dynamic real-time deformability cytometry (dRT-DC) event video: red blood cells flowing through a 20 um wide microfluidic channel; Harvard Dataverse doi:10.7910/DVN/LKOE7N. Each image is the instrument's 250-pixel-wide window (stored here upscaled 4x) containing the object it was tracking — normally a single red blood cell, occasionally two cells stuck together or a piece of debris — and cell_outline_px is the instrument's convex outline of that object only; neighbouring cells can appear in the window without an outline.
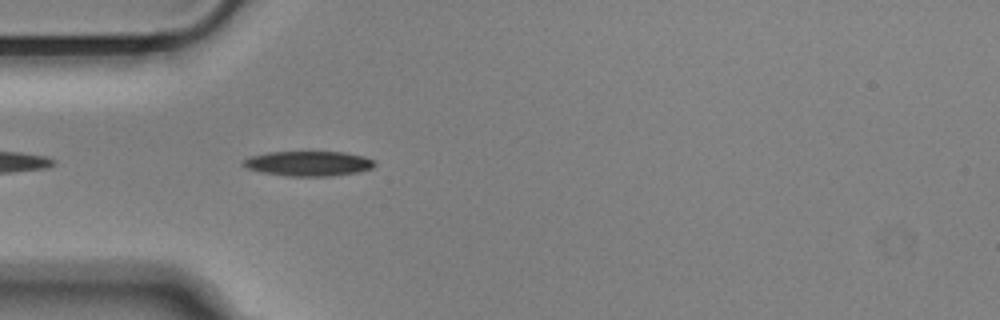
{"species": "Egyptian fruit bat (a non-hibernating species)", "species_latin": "Rousettus aegyptiacus", "temperature_condition": "cold", "stored_images_in_passage": 13, "camera_frame_rate_fps": 3000, "um_per_image_px": 0.085, "animal": {"sex": "male"}, "frame": {"image": 1, "passage_image": 3, "time_ms": 0.667, "image_size_px": [1000, 320], "cell_outline_px": [[376, 164], [372, 168], [360, 172], [332, 176], [288, 176], [260, 172], [248, 168], [240, 164], [244, 160], [252, 156], [268, 152], [344, 152], [364, 156], [376, 160]], "centroid_in_image_um": [26.27, 13.9], "position_along_channel_um": 58.7, "area_um2": 19.19}}
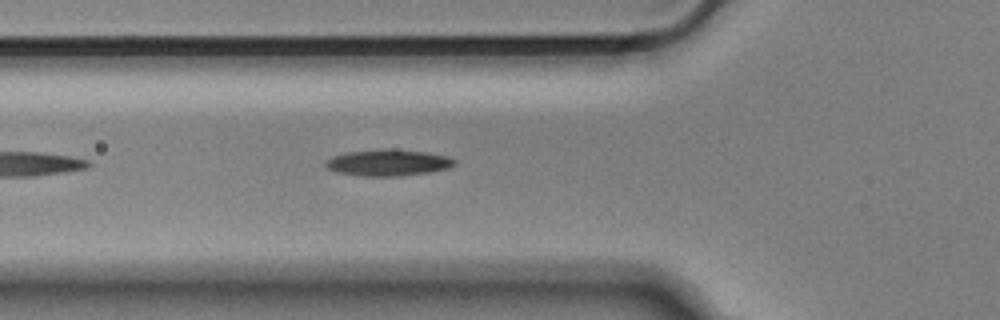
{"frame": {"image": 2, "passage_image": 6, "time_ms": 1.667, "image_size_px": [1000, 320], "cell_outline_px": [[456, 164], [448, 168], [428, 172], [400, 176], [364, 176], [336, 172], [328, 168], [324, 164], [324, 160], [332, 156], [344, 152], [384, 148], [428, 152], [448, 156], [456, 160]], "centroid_in_image_um": [32.96, 13.81], "position_along_channel_um": 92.8, "area_um2": 20.06}}
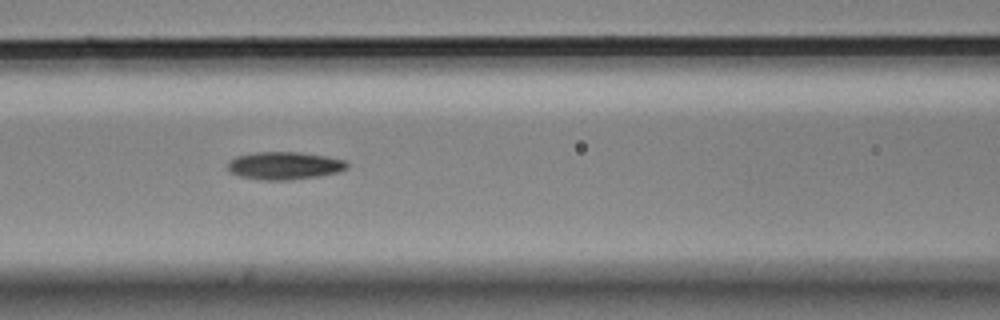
{"frame": {"image": 3, "passage_image": 10, "time_ms": 3.0, "image_size_px": [1000, 320], "cell_outline_px": [[348, 168], [340, 172], [292, 180], [260, 180], [240, 176], [228, 172], [228, 160], [236, 156], [256, 152], [296, 152], [324, 156], [344, 160], [348, 164]], "centroid_in_image_um": [24.14, 14.09], "position_along_channel_um": 142.5, "area_um2": 19.31}}